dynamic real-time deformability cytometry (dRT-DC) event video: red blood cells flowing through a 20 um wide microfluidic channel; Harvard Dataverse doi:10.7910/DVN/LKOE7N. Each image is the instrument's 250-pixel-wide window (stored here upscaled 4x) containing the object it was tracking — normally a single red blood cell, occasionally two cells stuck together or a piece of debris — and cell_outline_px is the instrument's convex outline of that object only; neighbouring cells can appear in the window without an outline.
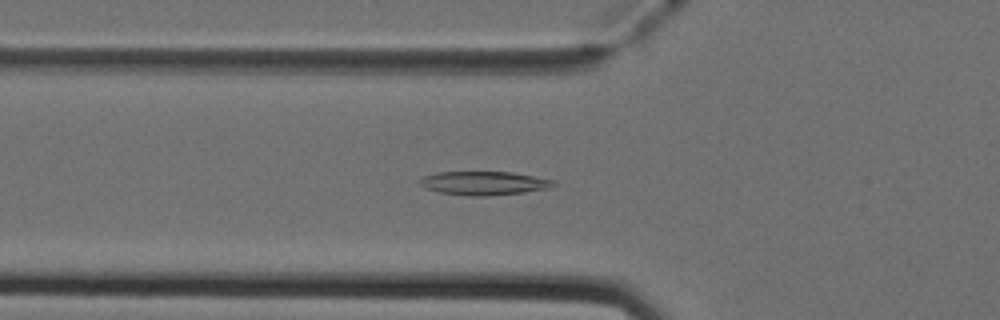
{"species": "Egyptian fruit bat (a non-hibernating species)", "species_latin": "Rousettus aegyptiacus", "temperature_condition": "cold", "stored_images_in_passage": 51, "camera_frame_rate_fps": 3000, "um_per_image_px": 0.085, "animal": {"sex": "female"}, "frame": {"image": 1, "passage_image": 18, "time_ms": 5.667, "image_size_px": [1000, 320], "cell_outline_px": [[556, 184], [552, 188], [524, 192], [488, 196], [472, 196], [440, 192], [424, 188], [416, 180], [424, 176], [436, 172], [512, 172], [556, 180]], "centroid_in_image_um": [41.15, 15.56], "position_along_channel_um": 84.6, "area_um2": 18.61}}
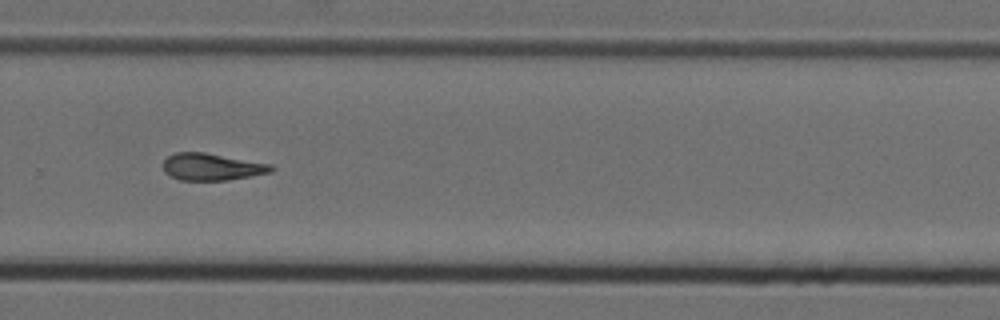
{"frame": {"image": 2, "passage_image": 35, "time_ms": 11.333, "image_size_px": [1000, 320], "cell_outline_px": [[272, 172], [228, 180], [180, 180], [164, 172], [164, 160], [168, 156], [176, 152], [204, 152], [272, 164]], "centroid_in_image_um": [18.0, 14.18], "position_along_channel_um": 311.8, "area_um2": 16.88}}
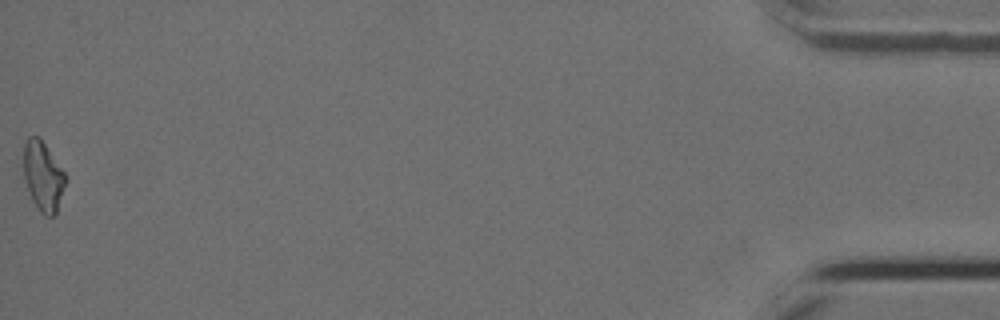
{"frame": {"image": 3, "passage_image": 51, "time_ms": 16.667, "image_size_px": [1000, 320], "cell_outline_px": [[68, 180], [56, 212], [52, 216], [44, 216], [40, 212], [32, 200], [24, 180], [24, 144], [28, 136], [40, 136], [68, 176]], "centroid_in_image_um": [3.69, 14.96], "position_along_channel_um": 431.5, "area_um2": 17.34}, "authors_computed_cell_mechanics": {"area_um2": 17.34, "velocity_mm_per_s": 3.995, "shape_relaxation_time_tau1_ms": null, "shape_relaxation_time_tau2_ms": 10.9751, "deformation_change_tau1": null, "deformation_change_tau2": 0.2309}}